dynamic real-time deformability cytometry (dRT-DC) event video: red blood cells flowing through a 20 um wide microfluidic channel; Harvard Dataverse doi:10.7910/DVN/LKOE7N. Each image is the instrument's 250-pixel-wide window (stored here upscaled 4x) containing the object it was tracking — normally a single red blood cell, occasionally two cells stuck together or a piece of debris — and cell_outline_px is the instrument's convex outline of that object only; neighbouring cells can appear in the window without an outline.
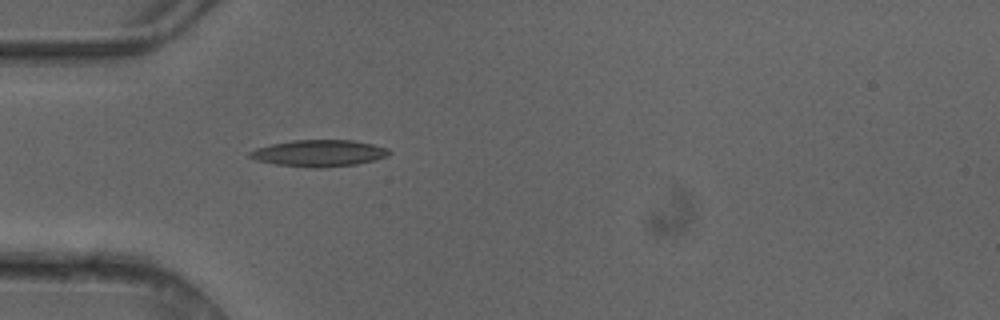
{"species": "common noctule bat (a hibernating species)", "species_latin": "Nyctalus noctula", "temperature_condition": "cold", "stored_images_in_passage": 2, "camera_frame_rate_fps": 3000, "um_per_image_px": 0.085, "animal": {"sex": "female"}, "frame": {"image": 1, "passage_image": 2, "time_ms": 0.333, "image_size_px": [1000, 320], "cell_outline_px": [[392, 152], [388, 156], [376, 160], [356, 164], [320, 168], [308, 168], [276, 164], [256, 160], [248, 156], [248, 152], [256, 148], [272, 144], [292, 140], [352, 140], [372, 144], [388, 148]], "centroid_in_image_um": [27.13, 13.02], "position_along_channel_um": 57.9, "area_um2": 21.73}}